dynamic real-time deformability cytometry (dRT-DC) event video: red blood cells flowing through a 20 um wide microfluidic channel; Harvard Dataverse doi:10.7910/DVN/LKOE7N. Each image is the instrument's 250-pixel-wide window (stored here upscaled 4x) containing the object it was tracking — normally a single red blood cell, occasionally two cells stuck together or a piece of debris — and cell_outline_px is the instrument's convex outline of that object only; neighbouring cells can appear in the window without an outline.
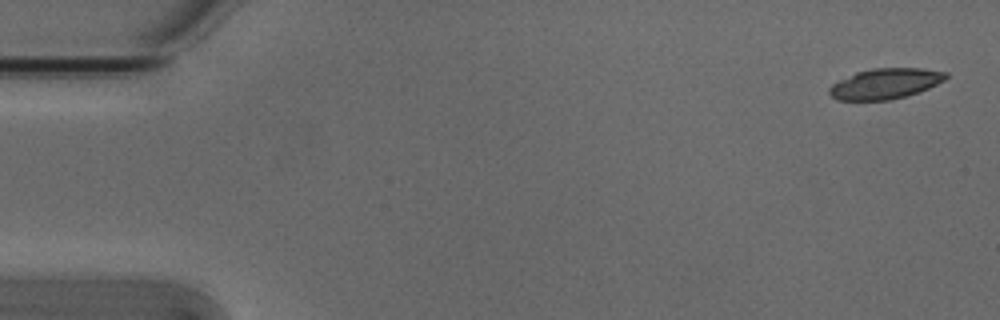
{"species": "Egyptian fruit bat (a non-hibernating species)", "species_latin": "Rousettus aegyptiacus", "temperature_condition": "cold", "stored_images_in_passage": 4, "camera_frame_rate_fps": 3000, "um_per_image_px": 0.085, "animal": {"sex": "male"}, "frame": {"image": 1, "passage_image": 1, "time_ms": 0.0, "image_size_px": [1000, 320], "cell_outline_px": [[948, 76], [944, 80], [928, 88], [904, 96], [888, 100], [836, 100], [828, 92], [828, 88], [832, 84], [856, 72], [872, 68], [924, 68], [948, 72]], "centroid_in_image_um": [75.24, 7.1], "position_along_channel_um": 9.8, "area_um2": 20.58}}